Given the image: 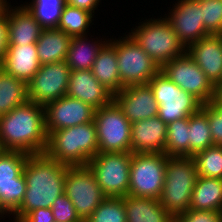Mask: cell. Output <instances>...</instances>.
<instances>
[{
  "instance_id": "obj_19",
  "label": "cell",
  "mask_w": 222,
  "mask_h": 222,
  "mask_svg": "<svg viewBox=\"0 0 222 222\" xmlns=\"http://www.w3.org/2000/svg\"><path fill=\"white\" fill-rule=\"evenodd\" d=\"M66 95L85 102L95 110L113 101V94L95 78L92 70H71Z\"/></svg>"
},
{
  "instance_id": "obj_10",
  "label": "cell",
  "mask_w": 222,
  "mask_h": 222,
  "mask_svg": "<svg viewBox=\"0 0 222 222\" xmlns=\"http://www.w3.org/2000/svg\"><path fill=\"white\" fill-rule=\"evenodd\" d=\"M98 152H131V123L112 101L94 113Z\"/></svg>"
},
{
  "instance_id": "obj_20",
  "label": "cell",
  "mask_w": 222,
  "mask_h": 222,
  "mask_svg": "<svg viewBox=\"0 0 222 222\" xmlns=\"http://www.w3.org/2000/svg\"><path fill=\"white\" fill-rule=\"evenodd\" d=\"M131 153H164L167 124L158 116L131 124Z\"/></svg>"
},
{
  "instance_id": "obj_41",
  "label": "cell",
  "mask_w": 222,
  "mask_h": 222,
  "mask_svg": "<svg viewBox=\"0 0 222 222\" xmlns=\"http://www.w3.org/2000/svg\"><path fill=\"white\" fill-rule=\"evenodd\" d=\"M66 4L94 13L100 0H65Z\"/></svg>"
},
{
  "instance_id": "obj_9",
  "label": "cell",
  "mask_w": 222,
  "mask_h": 222,
  "mask_svg": "<svg viewBox=\"0 0 222 222\" xmlns=\"http://www.w3.org/2000/svg\"><path fill=\"white\" fill-rule=\"evenodd\" d=\"M28 155L0 150V215L14 213L24 199L27 186L23 169Z\"/></svg>"
},
{
  "instance_id": "obj_44",
  "label": "cell",
  "mask_w": 222,
  "mask_h": 222,
  "mask_svg": "<svg viewBox=\"0 0 222 222\" xmlns=\"http://www.w3.org/2000/svg\"><path fill=\"white\" fill-rule=\"evenodd\" d=\"M170 222H182L178 217H174Z\"/></svg>"
},
{
  "instance_id": "obj_14",
  "label": "cell",
  "mask_w": 222,
  "mask_h": 222,
  "mask_svg": "<svg viewBox=\"0 0 222 222\" xmlns=\"http://www.w3.org/2000/svg\"><path fill=\"white\" fill-rule=\"evenodd\" d=\"M70 71L66 60L41 65L27 84L29 101L45 106L65 96L68 91Z\"/></svg>"
},
{
  "instance_id": "obj_37",
  "label": "cell",
  "mask_w": 222,
  "mask_h": 222,
  "mask_svg": "<svg viewBox=\"0 0 222 222\" xmlns=\"http://www.w3.org/2000/svg\"><path fill=\"white\" fill-rule=\"evenodd\" d=\"M51 209L55 222H83L65 193L57 197Z\"/></svg>"
},
{
  "instance_id": "obj_29",
  "label": "cell",
  "mask_w": 222,
  "mask_h": 222,
  "mask_svg": "<svg viewBox=\"0 0 222 222\" xmlns=\"http://www.w3.org/2000/svg\"><path fill=\"white\" fill-rule=\"evenodd\" d=\"M213 139L207 113L200 108L189 116V156L212 146Z\"/></svg>"
},
{
  "instance_id": "obj_42",
  "label": "cell",
  "mask_w": 222,
  "mask_h": 222,
  "mask_svg": "<svg viewBox=\"0 0 222 222\" xmlns=\"http://www.w3.org/2000/svg\"><path fill=\"white\" fill-rule=\"evenodd\" d=\"M214 101L222 107V82L216 86Z\"/></svg>"
},
{
  "instance_id": "obj_5",
  "label": "cell",
  "mask_w": 222,
  "mask_h": 222,
  "mask_svg": "<svg viewBox=\"0 0 222 222\" xmlns=\"http://www.w3.org/2000/svg\"><path fill=\"white\" fill-rule=\"evenodd\" d=\"M131 31L129 35L160 69L186 53V47L165 18L150 19Z\"/></svg>"
},
{
  "instance_id": "obj_21",
  "label": "cell",
  "mask_w": 222,
  "mask_h": 222,
  "mask_svg": "<svg viewBox=\"0 0 222 222\" xmlns=\"http://www.w3.org/2000/svg\"><path fill=\"white\" fill-rule=\"evenodd\" d=\"M6 21L8 46L36 44L44 29L23 5L15 9L9 6Z\"/></svg>"
},
{
  "instance_id": "obj_25",
  "label": "cell",
  "mask_w": 222,
  "mask_h": 222,
  "mask_svg": "<svg viewBox=\"0 0 222 222\" xmlns=\"http://www.w3.org/2000/svg\"><path fill=\"white\" fill-rule=\"evenodd\" d=\"M71 37L58 28H44L36 42L41 65L65 61Z\"/></svg>"
},
{
  "instance_id": "obj_11",
  "label": "cell",
  "mask_w": 222,
  "mask_h": 222,
  "mask_svg": "<svg viewBox=\"0 0 222 222\" xmlns=\"http://www.w3.org/2000/svg\"><path fill=\"white\" fill-rule=\"evenodd\" d=\"M125 36L115 39L120 82L123 88L148 84L160 68L129 34Z\"/></svg>"
},
{
  "instance_id": "obj_33",
  "label": "cell",
  "mask_w": 222,
  "mask_h": 222,
  "mask_svg": "<svg viewBox=\"0 0 222 222\" xmlns=\"http://www.w3.org/2000/svg\"><path fill=\"white\" fill-rule=\"evenodd\" d=\"M198 176L222 179V146L212 145L193 156Z\"/></svg>"
},
{
  "instance_id": "obj_43",
  "label": "cell",
  "mask_w": 222,
  "mask_h": 222,
  "mask_svg": "<svg viewBox=\"0 0 222 222\" xmlns=\"http://www.w3.org/2000/svg\"><path fill=\"white\" fill-rule=\"evenodd\" d=\"M9 6L11 5L7 3V0H0V13L5 12Z\"/></svg>"
},
{
  "instance_id": "obj_40",
  "label": "cell",
  "mask_w": 222,
  "mask_h": 222,
  "mask_svg": "<svg viewBox=\"0 0 222 222\" xmlns=\"http://www.w3.org/2000/svg\"><path fill=\"white\" fill-rule=\"evenodd\" d=\"M8 46L6 11L0 13V61Z\"/></svg>"
},
{
  "instance_id": "obj_38",
  "label": "cell",
  "mask_w": 222,
  "mask_h": 222,
  "mask_svg": "<svg viewBox=\"0 0 222 222\" xmlns=\"http://www.w3.org/2000/svg\"><path fill=\"white\" fill-rule=\"evenodd\" d=\"M178 218L182 222H222V212L189 209Z\"/></svg>"
},
{
  "instance_id": "obj_22",
  "label": "cell",
  "mask_w": 222,
  "mask_h": 222,
  "mask_svg": "<svg viewBox=\"0 0 222 222\" xmlns=\"http://www.w3.org/2000/svg\"><path fill=\"white\" fill-rule=\"evenodd\" d=\"M36 44L7 46L0 67L27 84L40 69Z\"/></svg>"
},
{
  "instance_id": "obj_16",
  "label": "cell",
  "mask_w": 222,
  "mask_h": 222,
  "mask_svg": "<svg viewBox=\"0 0 222 222\" xmlns=\"http://www.w3.org/2000/svg\"><path fill=\"white\" fill-rule=\"evenodd\" d=\"M173 8L165 19L186 48L210 35L204 27L200 2L179 0Z\"/></svg>"
},
{
  "instance_id": "obj_26",
  "label": "cell",
  "mask_w": 222,
  "mask_h": 222,
  "mask_svg": "<svg viewBox=\"0 0 222 222\" xmlns=\"http://www.w3.org/2000/svg\"><path fill=\"white\" fill-rule=\"evenodd\" d=\"M189 209L222 212V179L198 176Z\"/></svg>"
},
{
  "instance_id": "obj_35",
  "label": "cell",
  "mask_w": 222,
  "mask_h": 222,
  "mask_svg": "<svg viewBox=\"0 0 222 222\" xmlns=\"http://www.w3.org/2000/svg\"><path fill=\"white\" fill-rule=\"evenodd\" d=\"M204 27L210 35H222V0L200 2Z\"/></svg>"
},
{
  "instance_id": "obj_15",
  "label": "cell",
  "mask_w": 222,
  "mask_h": 222,
  "mask_svg": "<svg viewBox=\"0 0 222 222\" xmlns=\"http://www.w3.org/2000/svg\"><path fill=\"white\" fill-rule=\"evenodd\" d=\"M47 134L94 121L95 109L67 95L44 106Z\"/></svg>"
},
{
  "instance_id": "obj_31",
  "label": "cell",
  "mask_w": 222,
  "mask_h": 222,
  "mask_svg": "<svg viewBox=\"0 0 222 222\" xmlns=\"http://www.w3.org/2000/svg\"><path fill=\"white\" fill-rule=\"evenodd\" d=\"M167 156H189V117L167 124Z\"/></svg>"
},
{
  "instance_id": "obj_30",
  "label": "cell",
  "mask_w": 222,
  "mask_h": 222,
  "mask_svg": "<svg viewBox=\"0 0 222 222\" xmlns=\"http://www.w3.org/2000/svg\"><path fill=\"white\" fill-rule=\"evenodd\" d=\"M93 15L86 10L65 4L57 28L71 38L86 36V30L92 22Z\"/></svg>"
},
{
  "instance_id": "obj_1",
  "label": "cell",
  "mask_w": 222,
  "mask_h": 222,
  "mask_svg": "<svg viewBox=\"0 0 222 222\" xmlns=\"http://www.w3.org/2000/svg\"><path fill=\"white\" fill-rule=\"evenodd\" d=\"M68 168L45 153L28 155L23 169L27 189L20 207L13 213L15 222H20L35 209L52 207L57 197L64 193Z\"/></svg>"
},
{
  "instance_id": "obj_45",
  "label": "cell",
  "mask_w": 222,
  "mask_h": 222,
  "mask_svg": "<svg viewBox=\"0 0 222 222\" xmlns=\"http://www.w3.org/2000/svg\"><path fill=\"white\" fill-rule=\"evenodd\" d=\"M191 1L201 2V1H204V0H191Z\"/></svg>"
},
{
  "instance_id": "obj_12",
  "label": "cell",
  "mask_w": 222,
  "mask_h": 222,
  "mask_svg": "<svg viewBox=\"0 0 222 222\" xmlns=\"http://www.w3.org/2000/svg\"><path fill=\"white\" fill-rule=\"evenodd\" d=\"M64 193L71 200L80 219L85 222L107 197L90 168L69 166L66 172Z\"/></svg>"
},
{
  "instance_id": "obj_7",
  "label": "cell",
  "mask_w": 222,
  "mask_h": 222,
  "mask_svg": "<svg viewBox=\"0 0 222 222\" xmlns=\"http://www.w3.org/2000/svg\"><path fill=\"white\" fill-rule=\"evenodd\" d=\"M166 154L132 153L128 195L159 199L165 181Z\"/></svg>"
},
{
  "instance_id": "obj_23",
  "label": "cell",
  "mask_w": 222,
  "mask_h": 222,
  "mask_svg": "<svg viewBox=\"0 0 222 222\" xmlns=\"http://www.w3.org/2000/svg\"><path fill=\"white\" fill-rule=\"evenodd\" d=\"M91 70L95 78L113 95L123 89L118 71L115 40L108 39L103 45Z\"/></svg>"
},
{
  "instance_id": "obj_32",
  "label": "cell",
  "mask_w": 222,
  "mask_h": 222,
  "mask_svg": "<svg viewBox=\"0 0 222 222\" xmlns=\"http://www.w3.org/2000/svg\"><path fill=\"white\" fill-rule=\"evenodd\" d=\"M65 0H32L24 6L43 28H57Z\"/></svg>"
},
{
  "instance_id": "obj_8",
  "label": "cell",
  "mask_w": 222,
  "mask_h": 222,
  "mask_svg": "<svg viewBox=\"0 0 222 222\" xmlns=\"http://www.w3.org/2000/svg\"><path fill=\"white\" fill-rule=\"evenodd\" d=\"M155 101L158 103V117L169 124L196 113L202 103L192 94L179 86L159 71L149 82Z\"/></svg>"
},
{
  "instance_id": "obj_34",
  "label": "cell",
  "mask_w": 222,
  "mask_h": 222,
  "mask_svg": "<svg viewBox=\"0 0 222 222\" xmlns=\"http://www.w3.org/2000/svg\"><path fill=\"white\" fill-rule=\"evenodd\" d=\"M85 222H127L122 197H106Z\"/></svg>"
},
{
  "instance_id": "obj_4",
  "label": "cell",
  "mask_w": 222,
  "mask_h": 222,
  "mask_svg": "<svg viewBox=\"0 0 222 222\" xmlns=\"http://www.w3.org/2000/svg\"><path fill=\"white\" fill-rule=\"evenodd\" d=\"M197 178L192 156L166 155L165 181L159 201L173 217L189 210Z\"/></svg>"
},
{
  "instance_id": "obj_2",
  "label": "cell",
  "mask_w": 222,
  "mask_h": 222,
  "mask_svg": "<svg viewBox=\"0 0 222 222\" xmlns=\"http://www.w3.org/2000/svg\"><path fill=\"white\" fill-rule=\"evenodd\" d=\"M47 142L44 106L27 101L0 116V150L42 154Z\"/></svg>"
},
{
  "instance_id": "obj_6",
  "label": "cell",
  "mask_w": 222,
  "mask_h": 222,
  "mask_svg": "<svg viewBox=\"0 0 222 222\" xmlns=\"http://www.w3.org/2000/svg\"><path fill=\"white\" fill-rule=\"evenodd\" d=\"M131 152H98L87 166L107 197L128 195Z\"/></svg>"
},
{
  "instance_id": "obj_13",
  "label": "cell",
  "mask_w": 222,
  "mask_h": 222,
  "mask_svg": "<svg viewBox=\"0 0 222 222\" xmlns=\"http://www.w3.org/2000/svg\"><path fill=\"white\" fill-rule=\"evenodd\" d=\"M160 71L202 104L214 100L216 86L187 53L170 60Z\"/></svg>"
},
{
  "instance_id": "obj_17",
  "label": "cell",
  "mask_w": 222,
  "mask_h": 222,
  "mask_svg": "<svg viewBox=\"0 0 222 222\" xmlns=\"http://www.w3.org/2000/svg\"><path fill=\"white\" fill-rule=\"evenodd\" d=\"M113 101L131 124L158 116V103L149 84L124 87Z\"/></svg>"
},
{
  "instance_id": "obj_24",
  "label": "cell",
  "mask_w": 222,
  "mask_h": 222,
  "mask_svg": "<svg viewBox=\"0 0 222 222\" xmlns=\"http://www.w3.org/2000/svg\"><path fill=\"white\" fill-rule=\"evenodd\" d=\"M127 222H170L174 217L161 205L159 199L122 197Z\"/></svg>"
},
{
  "instance_id": "obj_36",
  "label": "cell",
  "mask_w": 222,
  "mask_h": 222,
  "mask_svg": "<svg viewBox=\"0 0 222 222\" xmlns=\"http://www.w3.org/2000/svg\"><path fill=\"white\" fill-rule=\"evenodd\" d=\"M201 108L207 113L213 144L222 146V107L213 100Z\"/></svg>"
},
{
  "instance_id": "obj_18",
  "label": "cell",
  "mask_w": 222,
  "mask_h": 222,
  "mask_svg": "<svg viewBox=\"0 0 222 222\" xmlns=\"http://www.w3.org/2000/svg\"><path fill=\"white\" fill-rule=\"evenodd\" d=\"M186 53L215 85L222 82V35H209L190 44Z\"/></svg>"
},
{
  "instance_id": "obj_3",
  "label": "cell",
  "mask_w": 222,
  "mask_h": 222,
  "mask_svg": "<svg viewBox=\"0 0 222 222\" xmlns=\"http://www.w3.org/2000/svg\"><path fill=\"white\" fill-rule=\"evenodd\" d=\"M98 151L96 125L93 121L51 132L44 153L67 166H85Z\"/></svg>"
},
{
  "instance_id": "obj_27",
  "label": "cell",
  "mask_w": 222,
  "mask_h": 222,
  "mask_svg": "<svg viewBox=\"0 0 222 222\" xmlns=\"http://www.w3.org/2000/svg\"><path fill=\"white\" fill-rule=\"evenodd\" d=\"M27 101H29L27 83L15 78L0 67V116Z\"/></svg>"
},
{
  "instance_id": "obj_39",
  "label": "cell",
  "mask_w": 222,
  "mask_h": 222,
  "mask_svg": "<svg viewBox=\"0 0 222 222\" xmlns=\"http://www.w3.org/2000/svg\"><path fill=\"white\" fill-rule=\"evenodd\" d=\"M20 222H55L51 208H38L29 212Z\"/></svg>"
},
{
  "instance_id": "obj_28",
  "label": "cell",
  "mask_w": 222,
  "mask_h": 222,
  "mask_svg": "<svg viewBox=\"0 0 222 222\" xmlns=\"http://www.w3.org/2000/svg\"><path fill=\"white\" fill-rule=\"evenodd\" d=\"M86 40L88 41L85 35L71 38L66 58L71 70H91L99 50L107 42V40L94 41V43L89 44Z\"/></svg>"
}]
</instances>
